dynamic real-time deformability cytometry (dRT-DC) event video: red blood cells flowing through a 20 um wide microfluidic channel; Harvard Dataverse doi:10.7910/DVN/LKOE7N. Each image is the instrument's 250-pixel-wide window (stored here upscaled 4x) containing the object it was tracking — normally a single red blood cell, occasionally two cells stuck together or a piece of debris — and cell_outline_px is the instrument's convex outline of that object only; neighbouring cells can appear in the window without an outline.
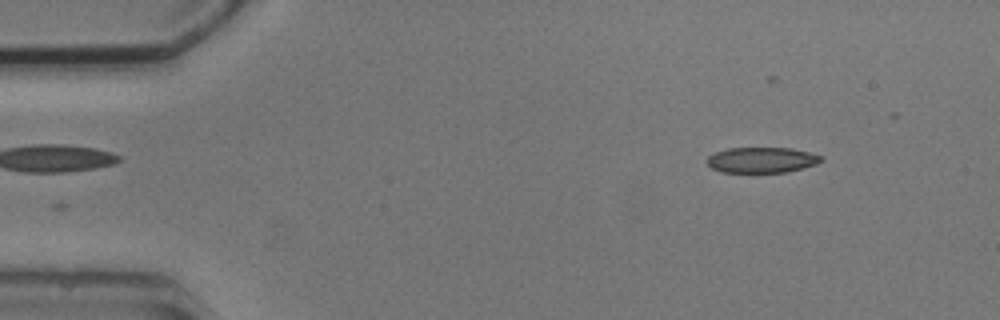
{"species": "common noctule bat (a hibernating species)", "species_latin": "Nyctalus noctula", "temperature_condition": "cold", "stored_images_in_passage": 5, "camera_frame_rate_fps": 3000, "um_per_image_px": 0.085, "animal": {"sex": "male", "body_mass_g": 20.5, "forearm_length_mm": 52.5}, "frame": {"image": 1, "passage_image": 5, "time_ms": 5.667, "image_size_px": [1000, 320], "cell_outline_px": [[824, 160], [816, 164], [804, 168], [788, 172], [752, 176], [720, 172], [712, 168], [704, 160], [708, 156], [716, 152], [728, 148], [792, 148], [824, 156]], "centroid_in_image_um": [64.72, 13.66], "position_along_channel_um": 20.3, "area_um2": 18.15}}